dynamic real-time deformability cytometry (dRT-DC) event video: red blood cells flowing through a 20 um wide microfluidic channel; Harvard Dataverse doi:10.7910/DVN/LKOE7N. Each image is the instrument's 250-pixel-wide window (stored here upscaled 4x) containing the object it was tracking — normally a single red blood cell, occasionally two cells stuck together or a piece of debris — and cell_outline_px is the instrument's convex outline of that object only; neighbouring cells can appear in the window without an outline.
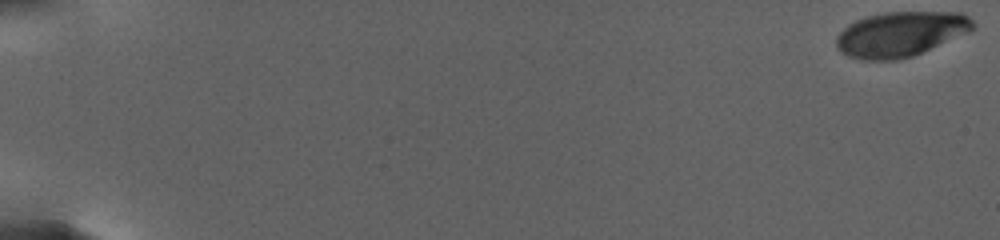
{"species": "human", "species_latin": "Homo sapiens", "temperature_condition": "warm", "stored_images_in_passage": 61, "camera_frame_rate_fps": 3000, "um_per_image_px": 0.085, "donor": {"sex": "female"}, "frame": {"image": 1, "passage_image": 1, "time_ms": 0.0, "image_size_px": [1000, 240], "cell_outline_px": [[976, 24], [968, 32], [912, 56], [896, 60], [864, 60], [848, 56], [840, 52], [836, 48], [836, 36], [848, 24], [856, 20], [868, 16], [884, 12], [960, 12], [968, 16]], "centroid_in_image_um": [76.51, 2.89], "position_along_channel_um": 8.5, "area_um2": 35.66}}
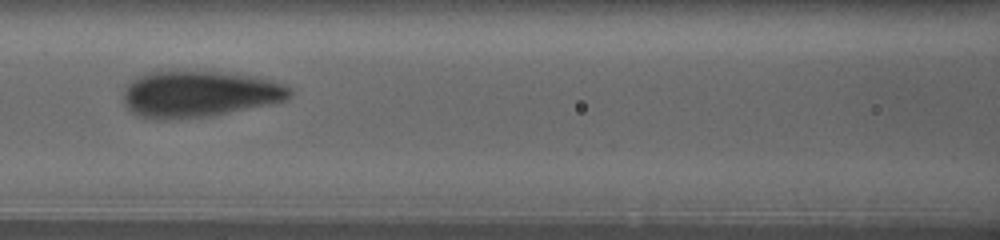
{"frame": {"image": 2, "passage_image": 35, "time_ms": 13.333, "image_size_px": [1000, 240], "cell_outline_px": [[292, 92], [288, 100], [212, 116], [168, 120], [156, 120], [136, 116], [124, 104], [124, 84], [136, 76], [148, 72], [236, 72], [256, 76], [284, 84], [292, 88]], "centroid_in_image_um": [16.92, 8.0], "position_along_channel_um": 149.7, "area_um2": 45.6}}
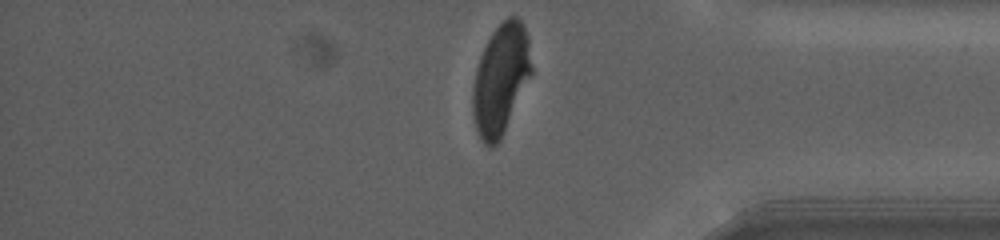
{"frame": {"image": 3, "passage_image": 61, "time_ms": 23.333, "image_size_px": [1000, 240], "cell_outline_px": [[532, 72], [504, 132], [500, 140], [492, 148], [488, 148], [484, 144], [476, 128], [472, 112], [472, 88], [476, 68], [480, 56], [492, 32], [508, 16], [516, 16], [520, 20], [528, 36], [532, 68]], "centroid_in_image_um": [42.54, 6.75], "position_along_channel_um": 392.7, "area_um2": 37.51}, "authors_computed_cell_mechanics": {"area_um2": 41.2114, "velocity_mm_per_s": 2.5652, "shape_relaxation_time_tau1_ms": 5.673, "shape_relaxation_time_tau2_ms": null, "deformation_change_tau1": 0.1978, "deformation_change_tau2": null}}